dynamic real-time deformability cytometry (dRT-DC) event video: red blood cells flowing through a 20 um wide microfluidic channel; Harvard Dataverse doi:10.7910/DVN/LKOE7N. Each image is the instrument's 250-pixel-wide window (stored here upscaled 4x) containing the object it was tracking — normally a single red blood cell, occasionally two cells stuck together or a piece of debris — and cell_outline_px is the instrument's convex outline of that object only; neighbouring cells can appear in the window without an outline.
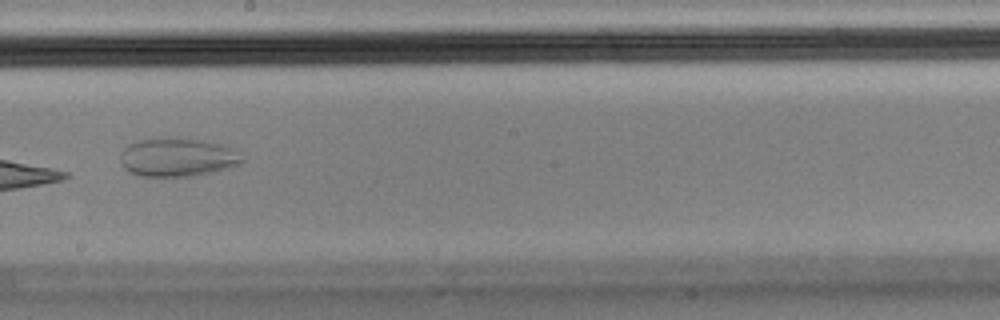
{"species": "Egyptian fruit bat (a non-hibernating species)", "species_latin": "Rousettus aegyptiacus", "temperature_condition": "cold", "stored_images_in_passage": 8, "camera_frame_rate_fps": 3000, "um_per_image_px": 0.085, "animal": {"sex": "male"}, "frame": {"image": 1, "passage_image": 8, "time_ms": 2.333, "image_size_px": [1000, 320], "cell_outline_px": [[244, 164], [212, 172], [192, 176], [140, 176], [128, 172], [120, 164], [120, 152], [128, 144], [140, 140], [160, 136], [208, 140], [224, 144], [244, 160]], "centroid_in_image_um": [15.04, 13.35], "position_along_channel_um": 233.2, "area_um2": 27.86}}